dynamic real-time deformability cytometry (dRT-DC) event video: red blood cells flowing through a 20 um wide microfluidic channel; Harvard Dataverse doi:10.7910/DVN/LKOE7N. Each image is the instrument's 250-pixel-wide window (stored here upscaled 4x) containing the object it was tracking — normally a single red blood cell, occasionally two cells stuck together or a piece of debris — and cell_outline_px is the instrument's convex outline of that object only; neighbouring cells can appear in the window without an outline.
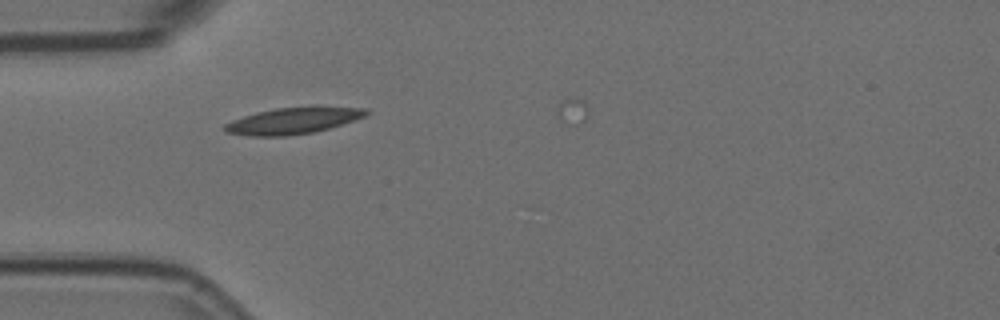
{"species": "Egyptian fruit bat (a non-hibernating species)", "species_latin": "Rousettus aegyptiacus", "temperature_condition": "room temperature", "stored_images_in_passage": 3, "camera_frame_rate_fps": 3000, "um_per_image_px": 0.085, "animal": {"sex": "female"}, "frame": {"image": 1, "passage_image": 2, "time_ms": 0.333, "image_size_px": [1000, 320], "cell_outline_px": [[372, 112], [364, 116], [328, 128], [312, 132], [284, 136], [252, 136], [224, 132], [224, 124], [232, 120], [256, 112], [276, 108], [312, 104], [316, 104], [368, 108]], "centroid_in_image_um": [24.97, 10.2], "position_along_channel_um": 60.0, "area_um2": 22.37}}
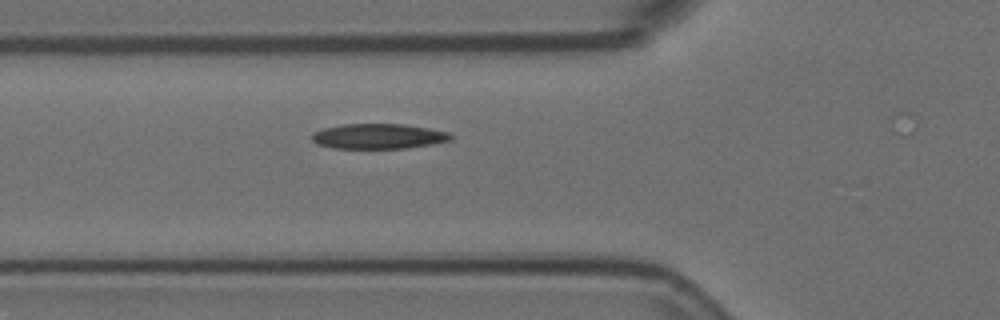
{"frame": {"image": 2, "passage_image": 3, "time_ms": 0.667, "image_size_px": [1000, 320], "cell_outline_px": [[452, 140], [432, 144], [404, 148], [336, 148], [316, 144], [312, 140], [312, 132], [324, 128], [340, 124], [404, 124], [428, 128], [448, 132], [452, 136]], "centroid_in_image_um": [32.15, 11.58], "position_along_channel_um": 93.7, "area_um2": 20.29}}